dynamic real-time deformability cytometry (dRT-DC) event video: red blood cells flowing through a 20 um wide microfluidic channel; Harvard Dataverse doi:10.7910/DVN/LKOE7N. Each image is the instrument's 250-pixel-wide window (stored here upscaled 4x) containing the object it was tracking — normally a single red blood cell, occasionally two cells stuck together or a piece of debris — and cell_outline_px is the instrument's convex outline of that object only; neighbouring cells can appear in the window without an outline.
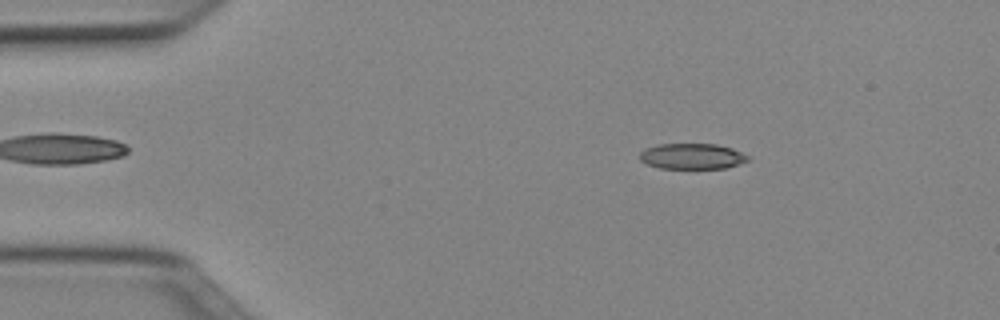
{"species": "Egyptian fruit bat (a non-hibernating species)", "species_latin": "Rousettus aegyptiacus", "temperature_condition": "cold", "stored_images_in_passage": 12, "camera_frame_rate_fps": 3000, "um_per_image_px": 0.085, "animal": {"sex": "female"}, "frame": {"image": 1, "passage_image": 7, "time_ms": 2.0, "image_size_px": [1000, 320], "cell_outline_px": [[748, 160], [740, 164], [724, 168], [660, 168], [648, 164], [640, 160], [640, 152], [644, 148], [656, 144], [716, 144], [732, 148], [748, 156]], "centroid_in_image_um": [58.8, 13.27], "position_along_channel_um": 26.2, "area_um2": 16.13}}